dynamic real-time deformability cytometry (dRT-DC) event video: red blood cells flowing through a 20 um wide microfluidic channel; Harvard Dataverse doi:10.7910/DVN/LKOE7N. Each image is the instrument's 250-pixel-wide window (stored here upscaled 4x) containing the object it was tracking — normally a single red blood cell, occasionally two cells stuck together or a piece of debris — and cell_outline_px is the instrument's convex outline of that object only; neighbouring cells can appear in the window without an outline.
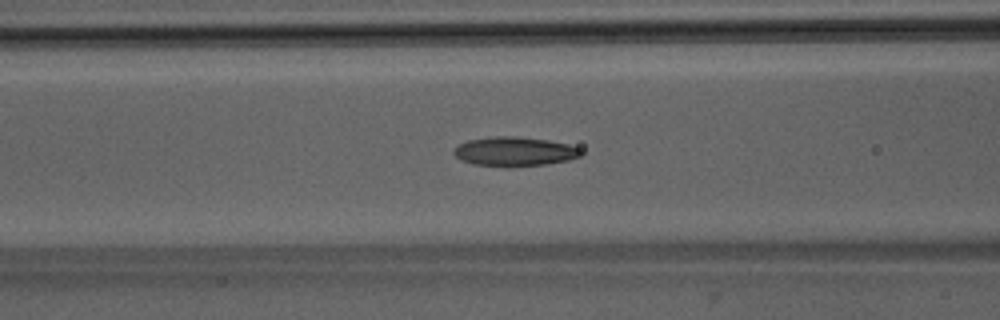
{"species": "Egyptian fruit bat (a non-hibernating species)", "species_latin": "Rousettus aegyptiacus", "temperature_condition": "room temperature", "stored_images_in_passage": 51, "camera_frame_rate_fps": 3000, "um_per_image_px": 0.085, "animal": {"sex": "male"}, "frame": {"image": 1, "passage_image": 21, "time_ms": 6.667, "image_size_px": [1000, 320], "cell_outline_px": [[584, 152], [580, 156], [568, 160], [544, 164], [508, 168], [472, 164], [460, 160], [452, 152], [452, 148], [468, 140], [488, 136], [512, 136], [548, 140], [568, 144], [580, 148]], "centroid_in_image_um": [43.69, 12.89], "position_along_channel_um": 122.9, "area_um2": 22.08}}
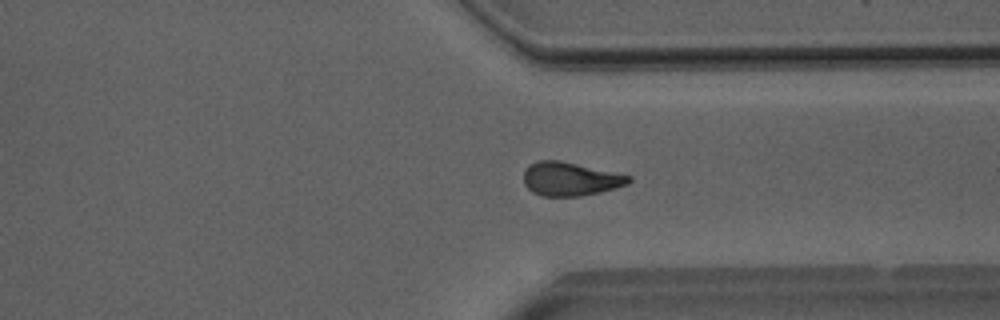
{"frame": {"image": 2, "passage_image": 39, "time_ms": 12.667, "image_size_px": [1000, 320], "cell_outline_px": [[632, 180], [628, 184], [616, 188], [600, 192], [580, 196], [540, 196], [532, 192], [524, 184], [524, 172], [528, 164], [536, 160], [560, 160], [632, 176]], "centroid_in_image_um": [48.46, 15.21], "position_along_channel_um": 362.9, "area_um2": 20.75}}
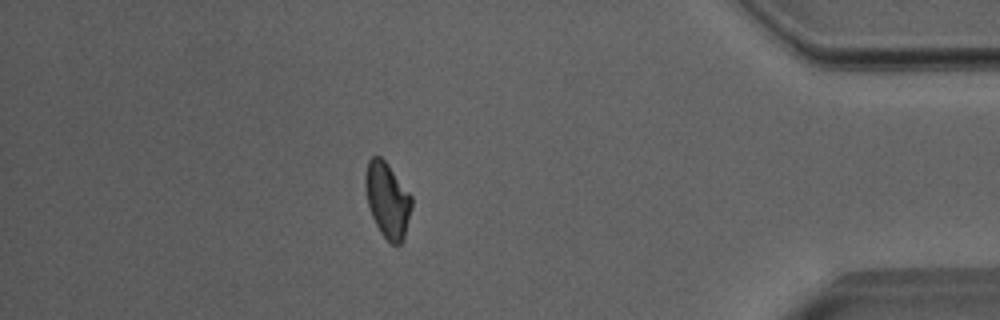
{"frame": {"image": 3, "passage_image": 45, "time_ms": 14.667, "image_size_px": [1000, 320], "cell_outline_px": [[412, 208], [404, 240], [400, 244], [392, 244], [380, 232], [372, 216], [368, 204], [364, 184], [364, 176], [368, 160], [372, 156], [380, 156], [388, 164], [412, 196]], "centroid_in_image_um": [32.94, 16.99], "position_along_channel_um": 402.3, "area_um2": 20.4}, "authors_computed_cell_mechanics": {"area_um2": 21.1548, "velocity_mm_per_s": 4.0051, "shape_relaxation_time_tau1_ms": null, "shape_relaxation_time_tau2_ms": 2.9792, "deformation_change_tau1": null, "deformation_change_tau2": 0.0873}}